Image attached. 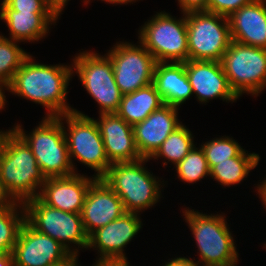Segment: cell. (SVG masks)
Masks as SVG:
<instances>
[{"instance_id":"16","label":"cell","mask_w":266,"mask_h":266,"mask_svg":"<svg viewBox=\"0 0 266 266\" xmlns=\"http://www.w3.org/2000/svg\"><path fill=\"white\" fill-rule=\"evenodd\" d=\"M124 213L120 197L102 178H96L87 191L80 213L87 235L90 236L94 231L120 218Z\"/></svg>"},{"instance_id":"14","label":"cell","mask_w":266,"mask_h":266,"mask_svg":"<svg viewBox=\"0 0 266 266\" xmlns=\"http://www.w3.org/2000/svg\"><path fill=\"white\" fill-rule=\"evenodd\" d=\"M184 64L193 96L200 104L207 105L213 99L232 104L239 100L229 86L221 62L188 60Z\"/></svg>"},{"instance_id":"34","label":"cell","mask_w":266,"mask_h":266,"mask_svg":"<svg viewBox=\"0 0 266 266\" xmlns=\"http://www.w3.org/2000/svg\"><path fill=\"white\" fill-rule=\"evenodd\" d=\"M163 262L164 263H162L160 266H200L195 261L186 258L184 254L183 256L175 255V257L167 259V261L164 260Z\"/></svg>"},{"instance_id":"32","label":"cell","mask_w":266,"mask_h":266,"mask_svg":"<svg viewBox=\"0 0 266 266\" xmlns=\"http://www.w3.org/2000/svg\"><path fill=\"white\" fill-rule=\"evenodd\" d=\"M181 12L206 10L209 0H175Z\"/></svg>"},{"instance_id":"28","label":"cell","mask_w":266,"mask_h":266,"mask_svg":"<svg viewBox=\"0 0 266 266\" xmlns=\"http://www.w3.org/2000/svg\"><path fill=\"white\" fill-rule=\"evenodd\" d=\"M195 145L191 151L173 167L177 173V178L187 184H197L202 179H210V169L207 164L202 148Z\"/></svg>"},{"instance_id":"39","label":"cell","mask_w":266,"mask_h":266,"mask_svg":"<svg viewBox=\"0 0 266 266\" xmlns=\"http://www.w3.org/2000/svg\"><path fill=\"white\" fill-rule=\"evenodd\" d=\"M79 255H73L71 258H69L67 261H65L62 264L56 265V266H82L79 261ZM79 262V263H78Z\"/></svg>"},{"instance_id":"1","label":"cell","mask_w":266,"mask_h":266,"mask_svg":"<svg viewBox=\"0 0 266 266\" xmlns=\"http://www.w3.org/2000/svg\"><path fill=\"white\" fill-rule=\"evenodd\" d=\"M30 54L16 71L11 82L3 90V105L6 109L5 92L24 98L46 109L45 116L57 117L74 111L67 101L72 81V63L44 64ZM69 103V104H68ZM72 106V107H71Z\"/></svg>"},{"instance_id":"10","label":"cell","mask_w":266,"mask_h":266,"mask_svg":"<svg viewBox=\"0 0 266 266\" xmlns=\"http://www.w3.org/2000/svg\"><path fill=\"white\" fill-rule=\"evenodd\" d=\"M230 88L240 99L260 96L266 88V48L231 41L220 61Z\"/></svg>"},{"instance_id":"17","label":"cell","mask_w":266,"mask_h":266,"mask_svg":"<svg viewBox=\"0 0 266 266\" xmlns=\"http://www.w3.org/2000/svg\"><path fill=\"white\" fill-rule=\"evenodd\" d=\"M95 179L83 173L46 178L37 197L50 207L81 213L87 191Z\"/></svg>"},{"instance_id":"8","label":"cell","mask_w":266,"mask_h":266,"mask_svg":"<svg viewBox=\"0 0 266 266\" xmlns=\"http://www.w3.org/2000/svg\"><path fill=\"white\" fill-rule=\"evenodd\" d=\"M23 205L25 221L36 231L55 239L72 255H80L79 250H87L89 236L80 213L50 207L38 197L25 201Z\"/></svg>"},{"instance_id":"9","label":"cell","mask_w":266,"mask_h":266,"mask_svg":"<svg viewBox=\"0 0 266 266\" xmlns=\"http://www.w3.org/2000/svg\"><path fill=\"white\" fill-rule=\"evenodd\" d=\"M70 62L73 77L76 74L86 93L97 102L98 114L115 113L123 94L115 82L110 58L87 49L77 52Z\"/></svg>"},{"instance_id":"43","label":"cell","mask_w":266,"mask_h":266,"mask_svg":"<svg viewBox=\"0 0 266 266\" xmlns=\"http://www.w3.org/2000/svg\"><path fill=\"white\" fill-rule=\"evenodd\" d=\"M83 2V4L87 7L88 3L91 1V0H81Z\"/></svg>"},{"instance_id":"12","label":"cell","mask_w":266,"mask_h":266,"mask_svg":"<svg viewBox=\"0 0 266 266\" xmlns=\"http://www.w3.org/2000/svg\"><path fill=\"white\" fill-rule=\"evenodd\" d=\"M106 55L112 61L115 82L121 93H132L153 83L156 60L139 42L117 41Z\"/></svg>"},{"instance_id":"11","label":"cell","mask_w":266,"mask_h":266,"mask_svg":"<svg viewBox=\"0 0 266 266\" xmlns=\"http://www.w3.org/2000/svg\"><path fill=\"white\" fill-rule=\"evenodd\" d=\"M188 60L217 61L231 43L228 17L206 10L186 12Z\"/></svg>"},{"instance_id":"22","label":"cell","mask_w":266,"mask_h":266,"mask_svg":"<svg viewBox=\"0 0 266 266\" xmlns=\"http://www.w3.org/2000/svg\"><path fill=\"white\" fill-rule=\"evenodd\" d=\"M153 84L164 104L180 107L192 99L193 91L185 71L184 63L157 62Z\"/></svg>"},{"instance_id":"19","label":"cell","mask_w":266,"mask_h":266,"mask_svg":"<svg viewBox=\"0 0 266 266\" xmlns=\"http://www.w3.org/2000/svg\"><path fill=\"white\" fill-rule=\"evenodd\" d=\"M179 109L164 104L133 126L135 144L142 158L150 159L164 140L183 123L179 118Z\"/></svg>"},{"instance_id":"35","label":"cell","mask_w":266,"mask_h":266,"mask_svg":"<svg viewBox=\"0 0 266 266\" xmlns=\"http://www.w3.org/2000/svg\"><path fill=\"white\" fill-rule=\"evenodd\" d=\"M16 203L17 201L12 197L0 180V208L11 207Z\"/></svg>"},{"instance_id":"30","label":"cell","mask_w":266,"mask_h":266,"mask_svg":"<svg viewBox=\"0 0 266 266\" xmlns=\"http://www.w3.org/2000/svg\"><path fill=\"white\" fill-rule=\"evenodd\" d=\"M10 9L32 13H62L51 0H2Z\"/></svg>"},{"instance_id":"21","label":"cell","mask_w":266,"mask_h":266,"mask_svg":"<svg viewBox=\"0 0 266 266\" xmlns=\"http://www.w3.org/2000/svg\"><path fill=\"white\" fill-rule=\"evenodd\" d=\"M231 40L266 48V0H253L229 17Z\"/></svg>"},{"instance_id":"26","label":"cell","mask_w":266,"mask_h":266,"mask_svg":"<svg viewBox=\"0 0 266 266\" xmlns=\"http://www.w3.org/2000/svg\"><path fill=\"white\" fill-rule=\"evenodd\" d=\"M25 222L23 203L0 208V255L12 253L22 224Z\"/></svg>"},{"instance_id":"38","label":"cell","mask_w":266,"mask_h":266,"mask_svg":"<svg viewBox=\"0 0 266 266\" xmlns=\"http://www.w3.org/2000/svg\"><path fill=\"white\" fill-rule=\"evenodd\" d=\"M0 266H15L12 253L0 255Z\"/></svg>"},{"instance_id":"36","label":"cell","mask_w":266,"mask_h":266,"mask_svg":"<svg viewBox=\"0 0 266 266\" xmlns=\"http://www.w3.org/2000/svg\"><path fill=\"white\" fill-rule=\"evenodd\" d=\"M262 179V180H261ZM260 182H257V184H254V191L258 194L257 197L261 200V204L263 208L266 210V177H262Z\"/></svg>"},{"instance_id":"27","label":"cell","mask_w":266,"mask_h":266,"mask_svg":"<svg viewBox=\"0 0 266 266\" xmlns=\"http://www.w3.org/2000/svg\"><path fill=\"white\" fill-rule=\"evenodd\" d=\"M20 45V42L0 35V88L2 90L11 82L16 71L30 55V52L25 51Z\"/></svg>"},{"instance_id":"4","label":"cell","mask_w":266,"mask_h":266,"mask_svg":"<svg viewBox=\"0 0 266 266\" xmlns=\"http://www.w3.org/2000/svg\"><path fill=\"white\" fill-rule=\"evenodd\" d=\"M0 180L20 203L37 197L46 180L30 147L14 130L0 154Z\"/></svg>"},{"instance_id":"40","label":"cell","mask_w":266,"mask_h":266,"mask_svg":"<svg viewBox=\"0 0 266 266\" xmlns=\"http://www.w3.org/2000/svg\"><path fill=\"white\" fill-rule=\"evenodd\" d=\"M9 129H6V130H2L0 129V154H1V151L3 149V146H4V143H5V140H6V137L9 135V133L13 130V127H8Z\"/></svg>"},{"instance_id":"37","label":"cell","mask_w":266,"mask_h":266,"mask_svg":"<svg viewBox=\"0 0 266 266\" xmlns=\"http://www.w3.org/2000/svg\"><path fill=\"white\" fill-rule=\"evenodd\" d=\"M92 1L93 0H91L88 4L90 5ZM99 1H101V2L104 1L107 4H112L114 6L118 5V4L122 6V5H130V4H133V2L136 3V2H139V1H143V0H99Z\"/></svg>"},{"instance_id":"7","label":"cell","mask_w":266,"mask_h":266,"mask_svg":"<svg viewBox=\"0 0 266 266\" xmlns=\"http://www.w3.org/2000/svg\"><path fill=\"white\" fill-rule=\"evenodd\" d=\"M180 13L177 18L165 10L155 12L138 29V41L156 62L188 61L186 13Z\"/></svg>"},{"instance_id":"41","label":"cell","mask_w":266,"mask_h":266,"mask_svg":"<svg viewBox=\"0 0 266 266\" xmlns=\"http://www.w3.org/2000/svg\"><path fill=\"white\" fill-rule=\"evenodd\" d=\"M61 12H64V9L68 5L67 3L71 0H51Z\"/></svg>"},{"instance_id":"20","label":"cell","mask_w":266,"mask_h":266,"mask_svg":"<svg viewBox=\"0 0 266 266\" xmlns=\"http://www.w3.org/2000/svg\"><path fill=\"white\" fill-rule=\"evenodd\" d=\"M95 119L111 163L142 159L135 144L133 126L116 113H102Z\"/></svg>"},{"instance_id":"6","label":"cell","mask_w":266,"mask_h":266,"mask_svg":"<svg viewBox=\"0 0 266 266\" xmlns=\"http://www.w3.org/2000/svg\"><path fill=\"white\" fill-rule=\"evenodd\" d=\"M57 117L62 122L74 172H80L75 163L77 161L94 170V177L101 178L112 163L107 158L95 118L76 108Z\"/></svg>"},{"instance_id":"31","label":"cell","mask_w":266,"mask_h":266,"mask_svg":"<svg viewBox=\"0 0 266 266\" xmlns=\"http://www.w3.org/2000/svg\"><path fill=\"white\" fill-rule=\"evenodd\" d=\"M253 0H209L207 11L229 17L234 11Z\"/></svg>"},{"instance_id":"44","label":"cell","mask_w":266,"mask_h":266,"mask_svg":"<svg viewBox=\"0 0 266 266\" xmlns=\"http://www.w3.org/2000/svg\"><path fill=\"white\" fill-rule=\"evenodd\" d=\"M262 248H265V250H266V241L263 243V247Z\"/></svg>"},{"instance_id":"15","label":"cell","mask_w":266,"mask_h":266,"mask_svg":"<svg viewBox=\"0 0 266 266\" xmlns=\"http://www.w3.org/2000/svg\"><path fill=\"white\" fill-rule=\"evenodd\" d=\"M141 214L125 212L120 218L94 231L89 236L87 250L100 258L127 257L126 247L143 228Z\"/></svg>"},{"instance_id":"13","label":"cell","mask_w":266,"mask_h":266,"mask_svg":"<svg viewBox=\"0 0 266 266\" xmlns=\"http://www.w3.org/2000/svg\"><path fill=\"white\" fill-rule=\"evenodd\" d=\"M15 266H56L73 255L61 243L22 224L12 250Z\"/></svg>"},{"instance_id":"18","label":"cell","mask_w":266,"mask_h":266,"mask_svg":"<svg viewBox=\"0 0 266 266\" xmlns=\"http://www.w3.org/2000/svg\"><path fill=\"white\" fill-rule=\"evenodd\" d=\"M63 13H32L10 9L3 1L0 2V20L8 28L9 36L0 35L14 41L37 43L50 35V31L57 25ZM49 33V35H48Z\"/></svg>"},{"instance_id":"2","label":"cell","mask_w":266,"mask_h":266,"mask_svg":"<svg viewBox=\"0 0 266 266\" xmlns=\"http://www.w3.org/2000/svg\"><path fill=\"white\" fill-rule=\"evenodd\" d=\"M183 207V208H182ZM181 207L183 221L193 235L196 243L197 257L192 259L200 266H237L239 250H237L235 235L230 231L225 213H203L190 207Z\"/></svg>"},{"instance_id":"33","label":"cell","mask_w":266,"mask_h":266,"mask_svg":"<svg viewBox=\"0 0 266 266\" xmlns=\"http://www.w3.org/2000/svg\"><path fill=\"white\" fill-rule=\"evenodd\" d=\"M127 257L95 259L91 266H132Z\"/></svg>"},{"instance_id":"3","label":"cell","mask_w":266,"mask_h":266,"mask_svg":"<svg viewBox=\"0 0 266 266\" xmlns=\"http://www.w3.org/2000/svg\"><path fill=\"white\" fill-rule=\"evenodd\" d=\"M148 162L150 159L142 158L134 162L112 163L101 177L120 197L125 212L142 214L154 208L169 185L167 180L155 176L145 167Z\"/></svg>"},{"instance_id":"29","label":"cell","mask_w":266,"mask_h":266,"mask_svg":"<svg viewBox=\"0 0 266 266\" xmlns=\"http://www.w3.org/2000/svg\"><path fill=\"white\" fill-rule=\"evenodd\" d=\"M238 142L230 135H219V137L207 139L205 142L202 141L201 145L199 143L209 169L219 162L229 161L230 158L237 157L245 149Z\"/></svg>"},{"instance_id":"23","label":"cell","mask_w":266,"mask_h":266,"mask_svg":"<svg viewBox=\"0 0 266 266\" xmlns=\"http://www.w3.org/2000/svg\"><path fill=\"white\" fill-rule=\"evenodd\" d=\"M164 105L161 95L151 83L132 93L122 95L118 110L115 112L128 124L134 126L144 121L151 113Z\"/></svg>"},{"instance_id":"42","label":"cell","mask_w":266,"mask_h":266,"mask_svg":"<svg viewBox=\"0 0 266 266\" xmlns=\"http://www.w3.org/2000/svg\"><path fill=\"white\" fill-rule=\"evenodd\" d=\"M4 110V105H3V90L0 88V112Z\"/></svg>"},{"instance_id":"24","label":"cell","mask_w":266,"mask_h":266,"mask_svg":"<svg viewBox=\"0 0 266 266\" xmlns=\"http://www.w3.org/2000/svg\"><path fill=\"white\" fill-rule=\"evenodd\" d=\"M261 156L258 153H250L244 149L237 157L229 161L219 162L210 169L211 180L224 187L241 184L259 165Z\"/></svg>"},{"instance_id":"25","label":"cell","mask_w":266,"mask_h":266,"mask_svg":"<svg viewBox=\"0 0 266 266\" xmlns=\"http://www.w3.org/2000/svg\"><path fill=\"white\" fill-rule=\"evenodd\" d=\"M195 135L184 123L176 128L162 143L150 160H161L162 167L177 165L197 145Z\"/></svg>"},{"instance_id":"5","label":"cell","mask_w":266,"mask_h":266,"mask_svg":"<svg viewBox=\"0 0 266 266\" xmlns=\"http://www.w3.org/2000/svg\"><path fill=\"white\" fill-rule=\"evenodd\" d=\"M12 127L30 147L45 178L75 174L65 132L58 117L44 116L30 132H26L19 121Z\"/></svg>"}]
</instances>
